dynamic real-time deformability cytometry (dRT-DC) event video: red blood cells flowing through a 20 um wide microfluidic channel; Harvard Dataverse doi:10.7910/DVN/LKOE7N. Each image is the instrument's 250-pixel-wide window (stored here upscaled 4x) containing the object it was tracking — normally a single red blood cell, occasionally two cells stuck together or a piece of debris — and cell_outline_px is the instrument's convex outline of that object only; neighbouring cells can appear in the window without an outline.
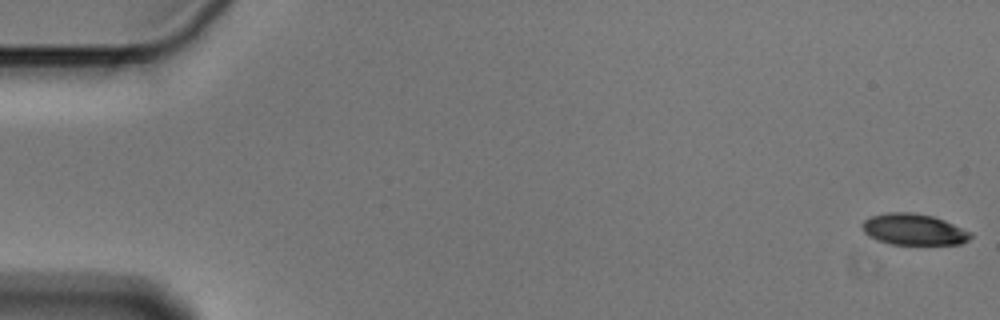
{"species": "Egyptian fruit bat (a non-hibernating species)", "species_latin": "Rousettus aegyptiacus", "temperature_condition": "cold", "stored_images_in_passage": 56, "camera_frame_rate_fps": 3000, "um_per_image_px": 0.085, "animal": {"sex": "male"}, "frame": {"image": 1, "passage_image": 1, "time_ms": 0.0, "image_size_px": [1000, 320], "cell_outline_px": [[972, 236], [968, 240], [960, 244], [888, 244], [876, 240], [868, 236], [860, 228], [860, 224], [864, 220], [872, 216], [888, 212], [912, 212], [932, 216], [944, 220], [972, 232]], "centroid_in_image_um": [77.63, 19.5], "position_along_channel_um": 7.4, "area_um2": 19.88}}
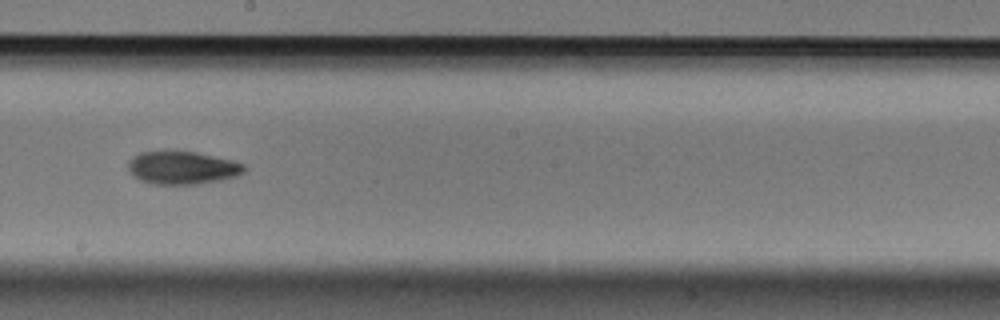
{"frame": {"image": 2, "passage_image": 32, "time_ms": 10.333, "image_size_px": [1000, 320], "cell_outline_px": [[244, 172], [236, 176], [220, 180], [196, 184], [152, 184], [140, 180], [132, 176], [128, 168], [128, 160], [132, 156], [140, 152], [196, 152], [232, 160], [244, 164]], "centroid_in_image_um": [15.46, 14.27], "position_along_channel_um": 232.7, "area_um2": 22.14}}
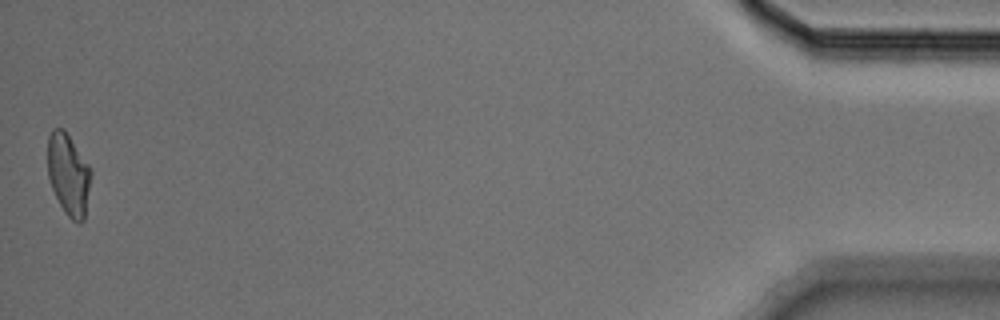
{"frame": {"image": 3, "passage_image": 56, "time_ms": 18.333, "image_size_px": [1000, 320], "cell_outline_px": [[92, 172], [84, 220], [80, 224], [76, 224], [64, 212], [52, 188], [48, 176], [48, 136], [52, 128], [64, 128], [92, 168]], "centroid_in_image_um": [5.84, 14.82], "position_along_channel_um": 429.4, "area_um2": 20.87}, "authors_computed_cell_mechanics": {"area_um2": 21.2415, "velocity_mm_per_s": 3.5963, "shape_relaxation_time_tau1_ms": 4.1968, "shape_relaxation_time_tau2_ms": 4.2564, "deformation_change_tau1": 0.1327, "deformation_change_tau2": 0.1045}}